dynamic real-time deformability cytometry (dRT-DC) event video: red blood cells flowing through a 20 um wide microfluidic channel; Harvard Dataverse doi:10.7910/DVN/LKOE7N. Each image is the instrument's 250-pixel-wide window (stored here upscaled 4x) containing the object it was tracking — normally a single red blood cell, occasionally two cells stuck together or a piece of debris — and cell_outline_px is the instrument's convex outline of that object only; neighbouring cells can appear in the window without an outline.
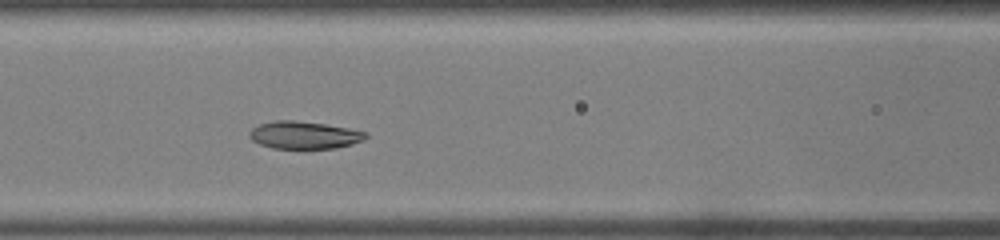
{"species": "common noctule bat (a hibernating species)", "species_latin": "Nyctalus noctula", "temperature_condition": "warm", "stored_images_in_passage": 31, "camera_frame_rate_fps": 3000, "um_per_image_px": 0.085, "animal": {"sex": "male", "body_mass_g": 19.0, "forearm_length_mm": 50.8}, "frame": {"image": 1, "passage_image": 10, "time_ms": 3.0, "image_size_px": [1000, 240], "cell_outline_px": [[368, 136], [364, 140], [352, 144], [336, 148], [272, 148], [260, 144], [252, 140], [248, 136], [248, 132], [252, 128], [260, 124], [276, 120], [292, 120], [324, 124], [348, 128], [368, 132]], "centroid_in_image_um": [25.86, 11.48], "position_along_channel_um": 140.7, "area_um2": 18.61}}
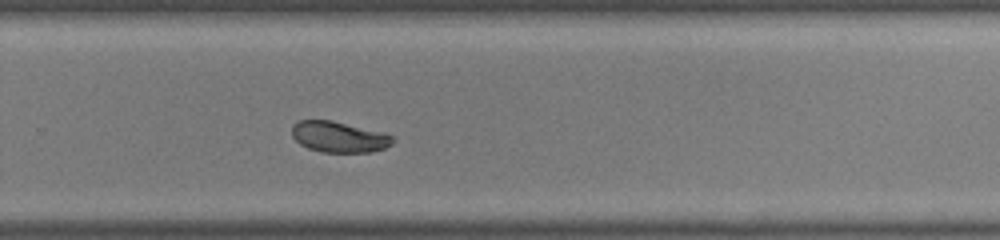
{"frame": {"image": 2, "passage_image": 19, "time_ms": 6.0, "image_size_px": [1000, 240], "cell_outline_px": [[396, 140], [392, 144], [384, 148], [372, 152], [320, 152], [308, 148], [300, 144], [292, 136], [292, 124], [300, 120], [332, 120], [384, 132], [392, 136]], "centroid_in_image_um": [28.82, 11.63], "position_along_channel_um": 301.0, "area_um2": 18.32}}
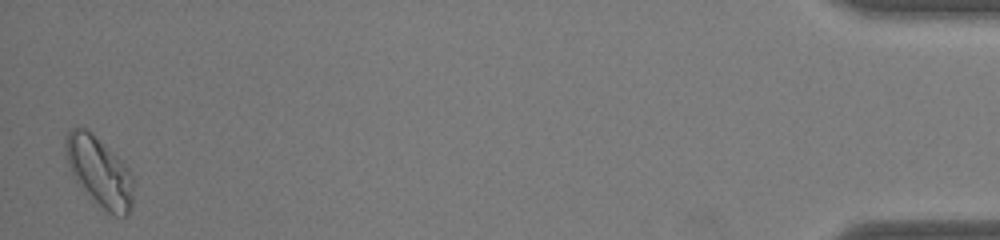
{"frame": {"image": 3, "passage_image": 31, "time_ms": 10.0, "image_size_px": [1000, 240], "cell_outline_px": [[132, 208], [128, 216], [112, 216], [76, 180], [68, 164], [64, 144], [68, 132], [72, 128], [84, 128], [92, 132], [128, 168], [132, 180]], "centroid_in_image_um": [8.46, 14.58], "position_along_channel_um": 426.7, "area_um2": 26.59}}